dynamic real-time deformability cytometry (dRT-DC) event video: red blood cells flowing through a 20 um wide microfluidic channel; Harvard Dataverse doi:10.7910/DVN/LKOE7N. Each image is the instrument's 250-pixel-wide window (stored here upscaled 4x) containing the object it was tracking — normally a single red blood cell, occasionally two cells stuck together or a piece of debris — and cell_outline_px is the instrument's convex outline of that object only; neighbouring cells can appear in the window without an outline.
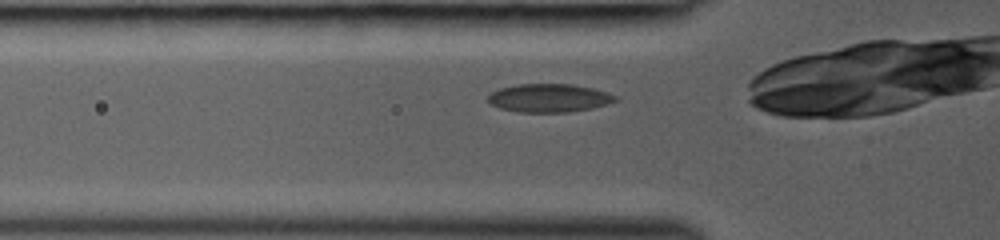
{"species": "common noctule bat (a hibernating species)", "species_latin": "Nyctalus noctula", "temperature_condition": "room temperature", "stored_images_in_passage": 26, "camera_frame_rate_fps": 3000, "um_per_image_px": 0.085, "animal": {"sex": "female", "body_mass_g": 19.0, "forearm_length_mm": 53.3}, "frame": {"image": 1, "passage_image": 3, "time_ms": 0.667, "image_size_px": [1000, 240], "cell_outline_px": [[620, 100], [608, 104], [592, 108], [568, 112], [516, 112], [500, 108], [492, 104], [488, 100], [488, 96], [492, 92], [500, 88], [516, 84], [572, 84], [592, 88], [616, 96]], "centroid_in_image_um": [46.68, 8.33], "position_along_channel_um": 79.1, "area_um2": 20.98}}
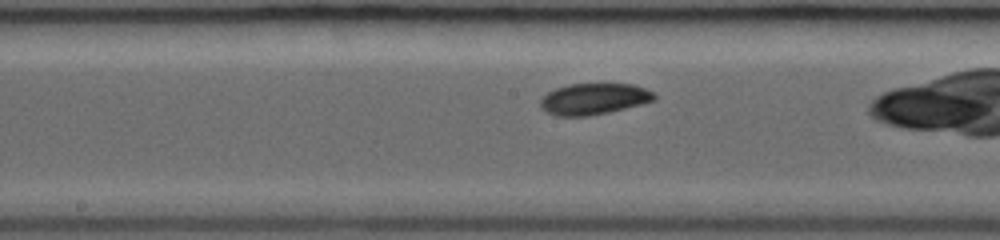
{"frame": {"image": 2, "passage_image": 11, "time_ms": 3.333, "image_size_px": [1000, 240], "cell_outline_px": [[656, 100], [608, 112], [588, 116], [556, 116], [540, 108], [540, 100], [548, 92], [556, 88], [568, 84], [632, 84], [656, 92]], "centroid_in_image_um": [50.48, 8.4], "position_along_channel_um": 197.7, "area_um2": 20.69}}
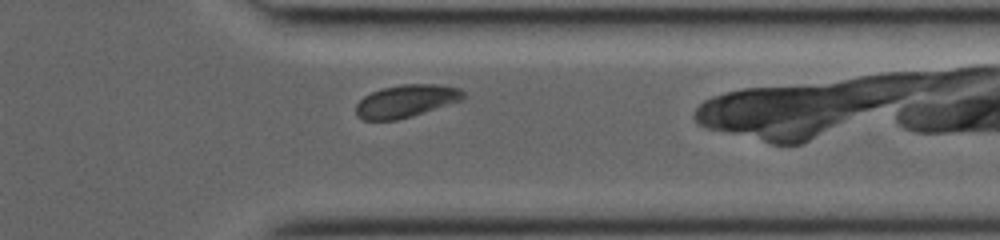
{"frame": {"image": 3, "passage_image": 23, "time_ms": 7.333, "image_size_px": [1000, 240], "cell_outline_px": [[464, 100], [412, 116], [396, 120], [364, 120], [356, 116], [356, 104], [364, 96], [372, 92], [384, 88], [400, 84], [436, 84], [460, 88], [464, 92]], "centroid_in_image_um": [34.53, 8.59], "position_along_channel_um": 376.9, "area_um2": 20.46}}